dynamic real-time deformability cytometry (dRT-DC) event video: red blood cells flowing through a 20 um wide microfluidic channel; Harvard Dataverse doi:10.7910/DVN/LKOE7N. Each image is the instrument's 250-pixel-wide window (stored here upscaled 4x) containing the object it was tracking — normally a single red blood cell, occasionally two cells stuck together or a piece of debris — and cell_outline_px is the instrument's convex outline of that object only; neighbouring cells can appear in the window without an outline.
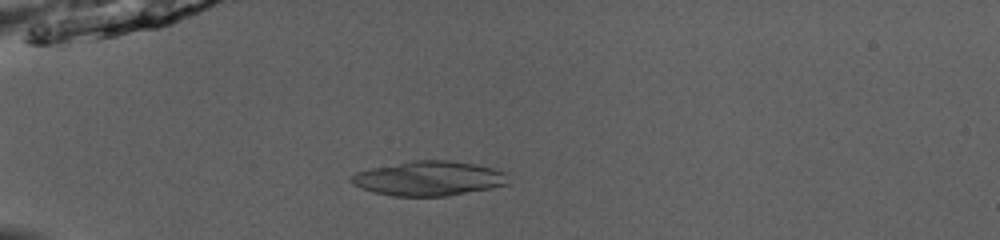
{"species": "common noctule bat (a hibernating species)", "species_latin": "Nyctalus noctula", "temperature_condition": "room temperature", "stored_images_in_passage": 47, "camera_frame_rate_fps": 3000, "um_per_image_px": 0.085, "animal": {"sex": "male", "body_mass_g": 13.0, "forearm_length_mm": 53.1}, "frame": {"image": 1, "passage_image": 12, "time_ms": 3.667, "image_size_px": [1000, 240], "cell_outline_px": [[508, 184], [492, 188], [444, 196], [392, 196], [372, 192], [360, 188], [352, 184], [348, 180], [356, 172], [372, 168], [412, 160], [448, 160], [472, 164], [492, 168], [504, 172]], "centroid_in_image_um": [36.39, 15.17], "position_along_channel_um": 48.6, "area_um2": 31.44}}